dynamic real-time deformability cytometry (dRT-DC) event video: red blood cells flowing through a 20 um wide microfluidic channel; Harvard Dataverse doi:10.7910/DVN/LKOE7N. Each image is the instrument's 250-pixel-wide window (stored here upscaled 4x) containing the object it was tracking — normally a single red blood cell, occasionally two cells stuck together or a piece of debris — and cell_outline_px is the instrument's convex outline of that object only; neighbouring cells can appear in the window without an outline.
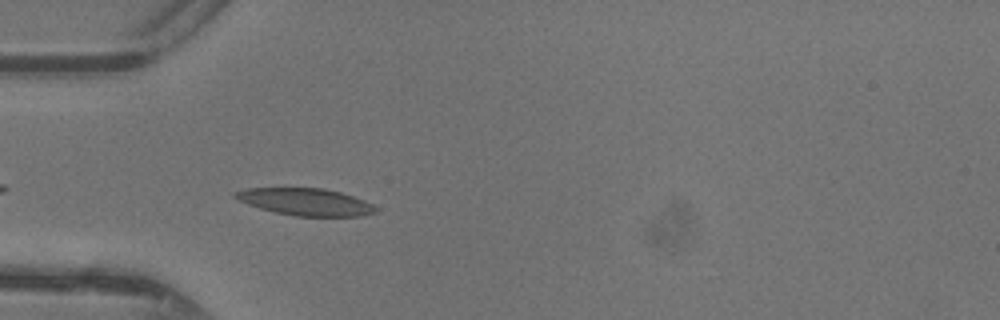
{"species": "common noctule bat (a hibernating species)", "species_latin": "Nyctalus noctula", "temperature_condition": "warm", "stored_images_in_passage": 36, "camera_frame_rate_fps": 3000, "um_per_image_px": 0.085, "animal": {"sex": "female"}, "frame": {"image": 1, "passage_image": 3, "time_ms": 0.667, "image_size_px": [1000, 320], "cell_outline_px": [[376, 212], [360, 216], [296, 216], [276, 212], [260, 208], [248, 204], [232, 196], [236, 192], [248, 188], [324, 188], [340, 192], [364, 200], [372, 204], [376, 208]], "centroid_in_image_um": [25.99, 17.15], "position_along_channel_um": 59.0, "area_um2": 21.91}}
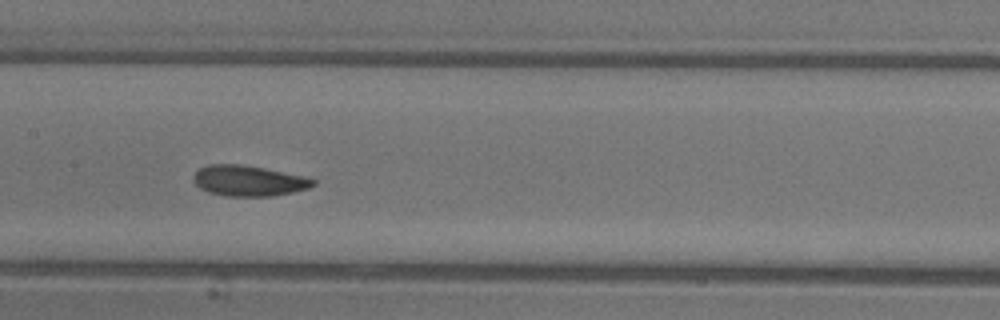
{"frame": {"image": 2, "passage_image": 12, "time_ms": 3.667, "image_size_px": [1000, 320], "cell_outline_px": [[316, 184], [308, 188], [292, 192], [272, 196], [224, 196], [208, 192], [200, 188], [192, 180], [192, 176], [200, 168], [208, 164], [240, 164], [264, 168], [304, 176], [316, 180]], "centroid_in_image_um": [21.11, 15.36], "position_along_channel_um": 186.3, "area_um2": 21.39}}
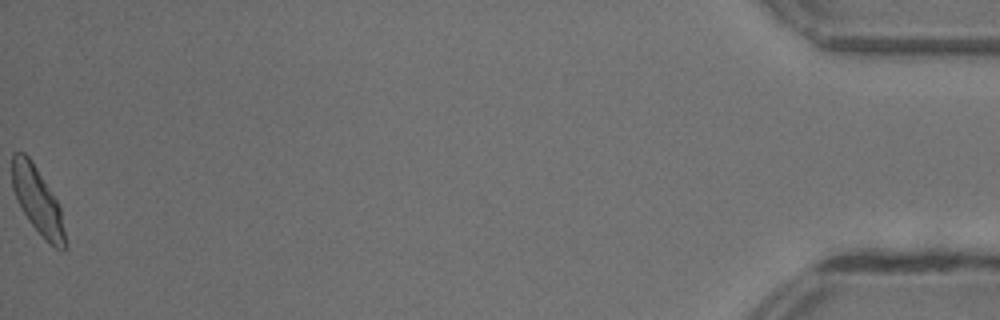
{"frame": {"image": 3, "passage_image": 36, "time_ms": 11.667, "image_size_px": [1000, 320], "cell_outline_px": [[68, 248], [64, 252], [48, 244], [28, 220], [20, 208], [16, 200], [12, 188], [12, 152], [24, 152], [32, 160], [56, 200], [60, 208], [68, 244]], "centroid_in_image_um": [3.2, 17.12], "position_along_channel_um": 432.0, "area_um2": 20.92}, "authors_computed_cell_mechanics": {"area_um2": 21.0392, "velocity_mm_per_s": 4.375, "shape_relaxation_time_tau1_ms": 2.4636, "shape_relaxation_time_tau2_ms": 1.519, "deformation_change_tau1": 0.1033, "deformation_change_tau2": 0.0663}}